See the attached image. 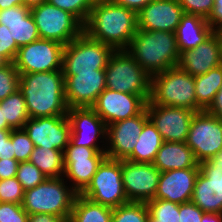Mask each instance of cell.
<instances>
[{"mask_svg":"<svg viewBox=\"0 0 222 222\" xmlns=\"http://www.w3.org/2000/svg\"><path fill=\"white\" fill-rule=\"evenodd\" d=\"M137 13L111 1L93 3L84 32L115 50H126L136 34Z\"/></svg>","mask_w":222,"mask_h":222,"instance_id":"6da1fadb","label":"cell"},{"mask_svg":"<svg viewBox=\"0 0 222 222\" xmlns=\"http://www.w3.org/2000/svg\"><path fill=\"white\" fill-rule=\"evenodd\" d=\"M19 91L25 98L30 118L67 115L62 70L20 74Z\"/></svg>","mask_w":222,"mask_h":222,"instance_id":"7a4b0ae2","label":"cell"},{"mask_svg":"<svg viewBox=\"0 0 222 222\" xmlns=\"http://www.w3.org/2000/svg\"><path fill=\"white\" fill-rule=\"evenodd\" d=\"M126 50L150 76L175 67L179 62L175 32L137 29Z\"/></svg>","mask_w":222,"mask_h":222,"instance_id":"3957f363","label":"cell"},{"mask_svg":"<svg viewBox=\"0 0 222 222\" xmlns=\"http://www.w3.org/2000/svg\"><path fill=\"white\" fill-rule=\"evenodd\" d=\"M77 194L63 177L47 178L25 190L21 205L28 215H57L68 222Z\"/></svg>","mask_w":222,"mask_h":222,"instance_id":"277c9868","label":"cell"},{"mask_svg":"<svg viewBox=\"0 0 222 222\" xmlns=\"http://www.w3.org/2000/svg\"><path fill=\"white\" fill-rule=\"evenodd\" d=\"M146 105L180 107L197 112L194 77L178 66L152 75L150 100Z\"/></svg>","mask_w":222,"mask_h":222,"instance_id":"5b68a950","label":"cell"},{"mask_svg":"<svg viewBox=\"0 0 222 222\" xmlns=\"http://www.w3.org/2000/svg\"><path fill=\"white\" fill-rule=\"evenodd\" d=\"M106 88L143 96L151 94V76L144 71L127 50H115L105 68Z\"/></svg>","mask_w":222,"mask_h":222,"instance_id":"8992f818","label":"cell"},{"mask_svg":"<svg viewBox=\"0 0 222 222\" xmlns=\"http://www.w3.org/2000/svg\"><path fill=\"white\" fill-rule=\"evenodd\" d=\"M115 49L108 44L91 39L85 32L69 42L63 51L64 76L105 69Z\"/></svg>","mask_w":222,"mask_h":222,"instance_id":"52a82bcc","label":"cell"},{"mask_svg":"<svg viewBox=\"0 0 222 222\" xmlns=\"http://www.w3.org/2000/svg\"><path fill=\"white\" fill-rule=\"evenodd\" d=\"M30 13L41 39L53 40L66 46L84 33V24L76 16L48 1L31 8Z\"/></svg>","mask_w":222,"mask_h":222,"instance_id":"ba28073f","label":"cell"},{"mask_svg":"<svg viewBox=\"0 0 222 222\" xmlns=\"http://www.w3.org/2000/svg\"><path fill=\"white\" fill-rule=\"evenodd\" d=\"M80 195L111 208L128 203L122 181L121 160L106 157Z\"/></svg>","mask_w":222,"mask_h":222,"instance_id":"9c48e42d","label":"cell"},{"mask_svg":"<svg viewBox=\"0 0 222 222\" xmlns=\"http://www.w3.org/2000/svg\"><path fill=\"white\" fill-rule=\"evenodd\" d=\"M106 148L75 146L70 141L64 151L63 178L80 194L91 182L98 166L107 157Z\"/></svg>","mask_w":222,"mask_h":222,"instance_id":"30bf717a","label":"cell"},{"mask_svg":"<svg viewBox=\"0 0 222 222\" xmlns=\"http://www.w3.org/2000/svg\"><path fill=\"white\" fill-rule=\"evenodd\" d=\"M186 144L199 164L209 161L222 149V120L206 110L195 112Z\"/></svg>","mask_w":222,"mask_h":222,"instance_id":"8fae6325","label":"cell"},{"mask_svg":"<svg viewBox=\"0 0 222 222\" xmlns=\"http://www.w3.org/2000/svg\"><path fill=\"white\" fill-rule=\"evenodd\" d=\"M65 45L47 39H38L19 47L14 66L19 74L62 70Z\"/></svg>","mask_w":222,"mask_h":222,"instance_id":"7c38bea8","label":"cell"},{"mask_svg":"<svg viewBox=\"0 0 222 222\" xmlns=\"http://www.w3.org/2000/svg\"><path fill=\"white\" fill-rule=\"evenodd\" d=\"M122 181L129 202L146 203L154 199L161 172L153 163L121 160Z\"/></svg>","mask_w":222,"mask_h":222,"instance_id":"4fadbf2b","label":"cell"},{"mask_svg":"<svg viewBox=\"0 0 222 222\" xmlns=\"http://www.w3.org/2000/svg\"><path fill=\"white\" fill-rule=\"evenodd\" d=\"M67 116L71 124L70 142L73 145L106 148L107 125L91 107H71Z\"/></svg>","mask_w":222,"mask_h":222,"instance_id":"5bb4252c","label":"cell"},{"mask_svg":"<svg viewBox=\"0 0 222 222\" xmlns=\"http://www.w3.org/2000/svg\"><path fill=\"white\" fill-rule=\"evenodd\" d=\"M147 102L141 95L106 88L99 94L91 108L108 126L140 114L145 109Z\"/></svg>","mask_w":222,"mask_h":222,"instance_id":"9a60e30c","label":"cell"},{"mask_svg":"<svg viewBox=\"0 0 222 222\" xmlns=\"http://www.w3.org/2000/svg\"><path fill=\"white\" fill-rule=\"evenodd\" d=\"M23 129L35 147L65 151L70 141L68 116L29 118Z\"/></svg>","mask_w":222,"mask_h":222,"instance_id":"2e32d148","label":"cell"},{"mask_svg":"<svg viewBox=\"0 0 222 222\" xmlns=\"http://www.w3.org/2000/svg\"><path fill=\"white\" fill-rule=\"evenodd\" d=\"M149 119L146 108L138 115L107 126L106 156L126 160L134 150L144 123Z\"/></svg>","mask_w":222,"mask_h":222,"instance_id":"e0dca14e","label":"cell"},{"mask_svg":"<svg viewBox=\"0 0 222 222\" xmlns=\"http://www.w3.org/2000/svg\"><path fill=\"white\" fill-rule=\"evenodd\" d=\"M145 108L164 141L186 142L195 111L164 105H146Z\"/></svg>","mask_w":222,"mask_h":222,"instance_id":"ac0fdd59","label":"cell"},{"mask_svg":"<svg viewBox=\"0 0 222 222\" xmlns=\"http://www.w3.org/2000/svg\"><path fill=\"white\" fill-rule=\"evenodd\" d=\"M191 201L206 213H222V170L209 161L199 164Z\"/></svg>","mask_w":222,"mask_h":222,"instance_id":"d6986e66","label":"cell"},{"mask_svg":"<svg viewBox=\"0 0 222 222\" xmlns=\"http://www.w3.org/2000/svg\"><path fill=\"white\" fill-rule=\"evenodd\" d=\"M65 97L68 108L91 107L106 89L105 69L64 76Z\"/></svg>","mask_w":222,"mask_h":222,"instance_id":"ffe728a7","label":"cell"},{"mask_svg":"<svg viewBox=\"0 0 222 222\" xmlns=\"http://www.w3.org/2000/svg\"><path fill=\"white\" fill-rule=\"evenodd\" d=\"M184 14L178 0H152L137 13L140 30L175 32Z\"/></svg>","mask_w":222,"mask_h":222,"instance_id":"44dd1931","label":"cell"},{"mask_svg":"<svg viewBox=\"0 0 222 222\" xmlns=\"http://www.w3.org/2000/svg\"><path fill=\"white\" fill-rule=\"evenodd\" d=\"M199 168H185L161 172L154 199L183 204L192 199Z\"/></svg>","mask_w":222,"mask_h":222,"instance_id":"7402d4cb","label":"cell"},{"mask_svg":"<svg viewBox=\"0 0 222 222\" xmlns=\"http://www.w3.org/2000/svg\"><path fill=\"white\" fill-rule=\"evenodd\" d=\"M222 64L218 36L213 32L196 48L181 52L177 66L193 77L206 74Z\"/></svg>","mask_w":222,"mask_h":222,"instance_id":"603a6c76","label":"cell"},{"mask_svg":"<svg viewBox=\"0 0 222 222\" xmlns=\"http://www.w3.org/2000/svg\"><path fill=\"white\" fill-rule=\"evenodd\" d=\"M30 10V8L24 5L0 10V24L5 25L9 29L18 47L28 45L40 39Z\"/></svg>","mask_w":222,"mask_h":222,"instance_id":"cb8c5ba5","label":"cell"},{"mask_svg":"<svg viewBox=\"0 0 222 222\" xmlns=\"http://www.w3.org/2000/svg\"><path fill=\"white\" fill-rule=\"evenodd\" d=\"M207 19L184 13L175 30L178 51L184 52L196 48L213 33Z\"/></svg>","mask_w":222,"mask_h":222,"instance_id":"d4e9b609","label":"cell"},{"mask_svg":"<svg viewBox=\"0 0 222 222\" xmlns=\"http://www.w3.org/2000/svg\"><path fill=\"white\" fill-rule=\"evenodd\" d=\"M153 165L160 172L185 168H199V163L186 142L164 141L156 154Z\"/></svg>","mask_w":222,"mask_h":222,"instance_id":"484cf974","label":"cell"},{"mask_svg":"<svg viewBox=\"0 0 222 222\" xmlns=\"http://www.w3.org/2000/svg\"><path fill=\"white\" fill-rule=\"evenodd\" d=\"M164 140L154 124L148 119L143 126L142 133L137 138L134 150L126 159L133 162L153 163Z\"/></svg>","mask_w":222,"mask_h":222,"instance_id":"4316f807","label":"cell"},{"mask_svg":"<svg viewBox=\"0 0 222 222\" xmlns=\"http://www.w3.org/2000/svg\"><path fill=\"white\" fill-rule=\"evenodd\" d=\"M194 80L197 112L207 110L222 85V64L206 74L195 76Z\"/></svg>","mask_w":222,"mask_h":222,"instance_id":"83f0119b","label":"cell"},{"mask_svg":"<svg viewBox=\"0 0 222 222\" xmlns=\"http://www.w3.org/2000/svg\"><path fill=\"white\" fill-rule=\"evenodd\" d=\"M113 208L77 194L68 222H112Z\"/></svg>","mask_w":222,"mask_h":222,"instance_id":"f1b7e54d","label":"cell"},{"mask_svg":"<svg viewBox=\"0 0 222 222\" xmlns=\"http://www.w3.org/2000/svg\"><path fill=\"white\" fill-rule=\"evenodd\" d=\"M48 178L64 175V152L58 149L35 147L29 160Z\"/></svg>","mask_w":222,"mask_h":222,"instance_id":"f546056e","label":"cell"},{"mask_svg":"<svg viewBox=\"0 0 222 222\" xmlns=\"http://www.w3.org/2000/svg\"><path fill=\"white\" fill-rule=\"evenodd\" d=\"M0 107L3 108L4 118L12 130L23 129L25 123L30 118L25 98L19 90L0 100Z\"/></svg>","mask_w":222,"mask_h":222,"instance_id":"4dcf8cb0","label":"cell"},{"mask_svg":"<svg viewBox=\"0 0 222 222\" xmlns=\"http://www.w3.org/2000/svg\"><path fill=\"white\" fill-rule=\"evenodd\" d=\"M179 205L161 199L146 202L149 213L147 222H179Z\"/></svg>","mask_w":222,"mask_h":222,"instance_id":"1f68e13d","label":"cell"},{"mask_svg":"<svg viewBox=\"0 0 222 222\" xmlns=\"http://www.w3.org/2000/svg\"><path fill=\"white\" fill-rule=\"evenodd\" d=\"M148 217L146 203L128 202L113 208L112 222H147Z\"/></svg>","mask_w":222,"mask_h":222,"instance_id":"d6a6232c","label":"cell"},{"mask_svg":"<svg viewBox=\"0 0 222 222\" xmlns=\"http://www.w3.org/2000/svg\"><path fill=\"white\" fill-rule=\"evenodd\" d=\"M16 178L21 183L23 189L28 190L44 182L48 177L33 163L25 161L19 162Z\"/></svg>","mask_w":222,"mask_h":222,"instance_id":"836d02e7","label":"cell"},{"mask_svg":"<svg viewBox=\"0 0 222 222\" xmlns=\"http://www.w3.org/2000/svg\"><path fill=\"white\" fill-rule=\"evenodd\" d=\"M50 4L76 16L84 25L87 22L91 9L92 0H47Z\"/></svg>","mask_w":222,"mask_h":222,"instance_id":"e575fe53","label":"cell"},{"mask_svg":"<svg viewBox=\"0 0 222 222\" xmlns=\"http://www.w3.org/2000/svg\"><path fill=\"white\" fill-rule=\"evenodd\" d=\"M20 74L14 63H8L0 68V100L19 90Z\"/></svg>","mask_w":222,"mask_h":222,"instance_id":"d590c367","label":"cell"},{"mask_svg":"<svg viewBox=\"0 0 222 222\" xmlns=\"http://www.w3.org/2000/svg\"><path fill=\"white\" fill-rule=\"evenodd\" d=\"M12 143L15 159L18 162L28 161L35 146L24 129L12 130Z\"/></svg>","mask_w":222,"mask_h":222,"instance_id":"8d00e7d4","label":"cell"},{"mask_svg":"<svg viewBox=\"0 0 222 222\" xmlns=\"http://www.w3.org/2000/svg\"><path fill=\"white\" fill-rule=\"evenodd\" d=\"M25 190L16 177L0 180V202L21 205Z\"/></svg>","mask_w":222,"mask_h":222,"instance_id":"74e56055","label":"cell"},{"mask_svg":"<svg viewBox=\"0 0 222 222\" xmlns=\"http://www.w3.org/2000/svg\"><path fill=\"white\" fill-rule=\"evenodd\" d=\"M183 12L208 19L214 8V0H178Z\"/></svg>","mask_w":222,"mask_h":222,"instance_id":"f35d334b","label":"cell"},{"mask_svg":"<svg viewBox=\"0 0 222 222\" xmlns=\"http://www.w3.org/2000/svg\"><path fill=\"white\" fill-rule=\"evenodd\" d=\"M18 49L19 47L12 38L9 29L5 25L0 24V55L9 63H13Z\"/></svg>","mask_w":222,"mask_h":222,"instance_id":"ab89813d","label":"cell"},{"mask_svg":"<svg viewBox=\"0 0 222 222\" xmlns=\"http://www.w3.org/2000/svg\"><path fill=\"white\" fill-rule=\"evenodd\" d=\"M28 216L22 205L0 202V222H28Z\"/></svg>","mask_w":222,"mask_h":222,"instance_id":"60d3db41","label":"cell"},{"mask_svg":"<svg viewBox=\"0 0 222 222\" xmlns=\"http://www.w3.org/2000/svg\"><path fill=\"white\" fill-rule=\"evenodd\" d=\"M204 213L192 201L185 202L179 205V222H201Z\"/></svg>","mask_w":222,"mask_h":222,"instance_id":"b9f144b4","label":"cell"},{"mask_svg":"<svg viewBox=\"0 0 222 222\" xmlns=\"http://www.w3.org/2000/svg\"><path fill=\"white\" fill-rule=\"evenodd\" d=\"M18 164L15 158L0 159V180L16 177Z\"/></svg>","mask_w":222,"mask_h":222,"instance_id":"7bdbcfd3","label":"cell"},{"mask_svg":"<svg viewBox=\"0 0 222 222\" xmlns=\"http://www.w3.org/2000/svg\"><path fill=\"white\" fill-rule=\"evenodd\" d=\"M207 21L214 32L222 29V0H214V8Z\"/></svg>","mask_w":222,"mask_h":222,"instance_id":"ee69618b","label":"cell"},{"mask_svg":"<svg viewBox=\"0 0 222 222\" xmlns=\"http://www.w3.org/2000/svg\"><path fill=\"white\" fill-rule=\"evenodd\" d=\"M111 2L122 5L138 13L152 0H110Z\"/></svg>","mask_w":222,"mask_h":222,"instance_id":"f6af8a7d","label":"cell"},{"mask_svg":"<svg viewBox=\"0 0 222 222\" xmlns=\"http://www.w3.org/2000/svg\"><path fill=\"white\" fill-rule=\"evenodd\" d=\"M206 111L222 120V85L220 90L216 93L212 104Z\"/></svg>","mask_w":222,"mask_h":222,"instance_id":"bcb514c9","label":"cell"},{"mask_svg":"<svg viewBox=\"0 0 222 222\" xmlns=\"http://www.w3.org/2000/svg\"><path fill=\"white\" fill-rule=\"evenodd\" d=\"M28 222H66L62 217L51 214H32L28 216Z\"/></svg>","mask_w":222,"mask_h":222,"instance_id":"7dc6e473","label":"cell"},{"mask_svg":"<svg viewBox=\"0 0 222 222\" xmlns=\"http://www.w3.org/2000/svg\"><path fill=\"white\" fill-rule=\"evenodd\" d=\"M14 153L15 152H14V149H13L12 131H11L10 138L0 146V159L15 158Z\"/></svg>","mask_w":222,"mask_h":222,"instance_id":"c3c4849f","label":"cell"},{"mask_svg":"<svg viewBox=\"0 0 222 222\" xmlns=\"http://www.w3.org/2000/svg\"><path fill=\"white\" fill-rule=\"evenodd\" d=\"M201 222H222V213H204Z\"/></svg>","mask_w":222,"mask_h":222,"instance_id":"681fc988","label":"cell"},{"mask_svg":"<svg viewBox=\"0 0 222 222\" xmlns=\"http://www.w3.org/2000/svg\"><path fill=\"white\" fill-rule=\"evenodd\" d=\"M18 5H23V0H0V10Z\"/></svg>","mask_w":222,"mask_h":222,"instance_id":"f907efd6","label":"cell"},{"mask_svg":"<svg viewBox=\"0 0 222 222\" xmlns=\"http://www.w3.org/2000/svg\"><path fill=\"white\" fill-rule=\"evenodd\" d=\"M209 162L218 170H222V149Z\"/></svg>","mask_w":222,"mask_h":222,"instance_id":"816d5d0a","label":"cell"},{"mask_svg":"<svg viewBox=\"0 0 222 222\" xmlns=\"http://www.w3.org/2000/svg\"><path fill=\"white\" fill-rule=\"evenodd\" d=\"M12 129H0V146L11 136Z\"/></svg>","mask_w":222,"mask_h":222,"instance_id":"f5cc1de1","label":"cell"},{"mask_svg":"<svg viewBox=\"0 0 222 222\" xmlns=\"http://www.w3.org/2000/svg\"><path fill=\"white\" fill-rule=\"evenodd\" d=\"M46 1L47 0H23V5L31 9V8L38 6Z\"/></svg>","mask_w":222,"mask_h":222,"instance_id":"db71d44e","label":"cell"},{"mask_svg":"<svg viewBox=\"0 0 222 222\" xmlns=\"http://www.w3.org/2000/svg\"><path fill=\"white\" fill-rule=\"evenodd\" d=\"M0 129H11L8 126L7 120L4 118L3 108L1 107H0Z\"/></svg>","mask_w":222,"mask_h":222,"instance_id":"11a10c76","label":"cell"},{"mask_svg":"<svg viewBox=\"0 0 222 222\" xmlns=\"http://www.w3.org/2000/svg\"><path fill=\"white\" fill-rule=\"evenodd\" d=\"M214 33L218 36V39H219L221 59H222V29L215 31Z\"/></svg>","mask_w":222,"mask_h":222,"instance_id":"9f6ffc18","label":"cell"},{"mask_svg":"<svg viewBox=\"0 0 222 222\" xmlns=\"http://www.w3.org/2000/svg\"><path fill=\"white\" fill-rule=\"evenodd\" d=\"M9 62L0 55V68L4 67L5 65H7Z\"/></svg>","mask_w":222,"mask_h":222,"instance_id":"6f0895ef","label":"cell"},{"mask_svg":"<svg viewBox=\"0 0 222 222\" xmlns=\"http://www.w3.org/2000/svg\"><path fill=\"white\" fill-rule=\"evenodd\" d=\"M94 3L96 2H104V1H110V0H92Z\"/></svg>","mask_w":222,"mask_h":222,"instance_id":"680465c9","label":"cell"}]
</instances>
